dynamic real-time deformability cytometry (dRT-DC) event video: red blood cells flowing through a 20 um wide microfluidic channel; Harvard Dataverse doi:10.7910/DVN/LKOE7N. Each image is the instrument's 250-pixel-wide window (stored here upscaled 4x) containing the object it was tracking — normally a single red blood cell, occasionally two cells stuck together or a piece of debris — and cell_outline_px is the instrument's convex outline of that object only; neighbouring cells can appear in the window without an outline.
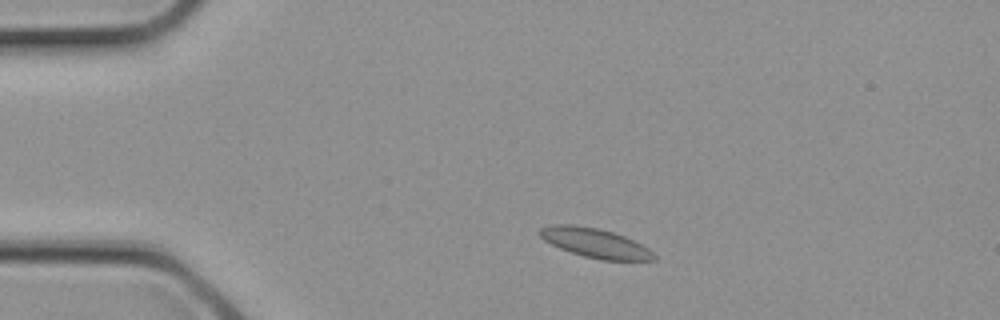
{"species": "common noctule bat (a hibernating species)", "species_latin": "Nyctalus noctula", "temperature_condition": "cold", "stored_images_in_passage": 1, "camera_frame_rate_fps": 3000, "um_per_image_px": 0.085, "animal": {"sex": "female", "body_mass_g": 21.9}, "frame": {"image": 1, "passage_image": 1, "time_ms": 0.0, "image_size_px": [1000, 320], "cell_outline_px": [[656, 260], [600, 260], [584, 256], [560, 248], [544, 240], [540, 236], [540, 228], [548, 224], [572, 224], [596, 228], [612, 232], [624, 236], [648, 248], [656, 256]], "centroid_in_image_um": [50.56, 20.65], "position_along_channel_um": 34.4, "area_um2": 19.31}}